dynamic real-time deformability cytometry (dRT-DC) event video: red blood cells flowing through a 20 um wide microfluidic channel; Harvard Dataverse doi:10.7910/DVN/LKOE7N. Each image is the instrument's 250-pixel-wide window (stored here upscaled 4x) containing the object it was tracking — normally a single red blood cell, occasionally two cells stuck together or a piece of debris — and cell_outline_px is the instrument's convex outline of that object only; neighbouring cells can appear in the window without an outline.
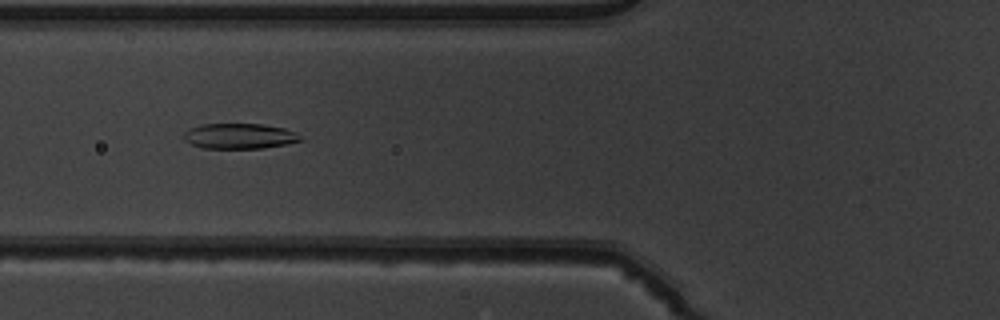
{"species": "common noctule bat (a hibernating species)", "species_latin": "Nyctalus noctula", "temperature_condition": "warm", "stored_images_in_passage": 51, "segment_of_instrument_passage": [1, 2], "camera_frame_rate_fps": 3000, "um_per_image_px": 0.085, "animal": {"sex": "male", "body_mass_g": 19.5, "forearm_length_mm": 54.6}, "frame": {"image": 1, "passage_image": 18, "time_ms": 5.667, "image_size_px": [1000, 320], "cell_outline_px": [[300, 140], [284, 144], [264, 148], [204, 148], [192, 144], [184, 140], [184, 132], [200, 124], [260, 124], [284, 128], [300, 136]], "centroid_in_image_um": [20.3, 11.56], "position_along_channel_um": 105.5, "area_um2": 16.88}}
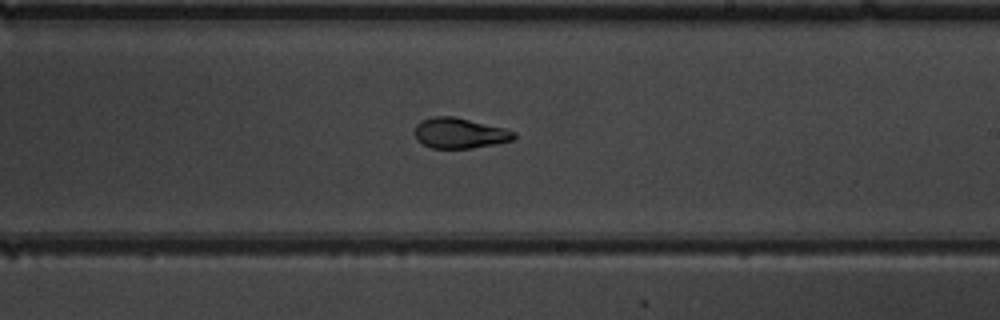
{"frame": {"image": 2, "passage_image": 29, "time_ms": 9.333, "image_size_px": [1000, 320], "cell_outline_px": [[516, 136], [512, 140], [496, 144], [472, 148], [432, 148], [416, 140], [412, 132], [416, 124], [420, 120], [432, 116], [452, 116], [516, 132]], "centroid_in_image_um": [38.98, 11.32], "position_along_channel_um": 250.0, "area_um2": 17.51}}
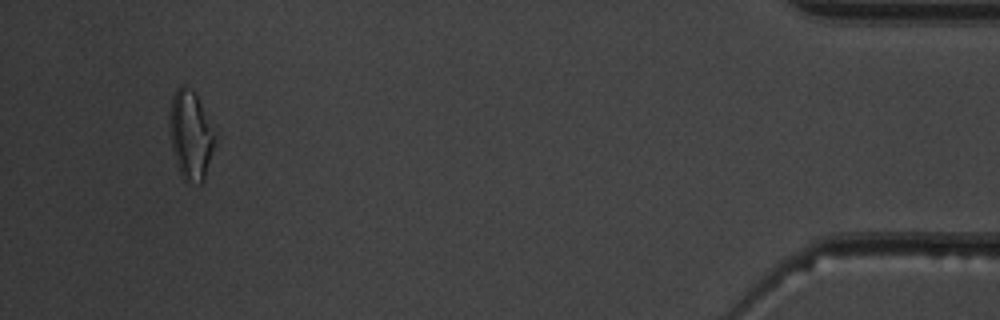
{"frame": {"image": 3, "passage_image": 47, "time_ms": 15.333, "image_size_px": [1000, 320], "cell_outline_px": [[216, 144], [204, 180], [200, 184], [188, 184], [180, 176], [172, 148], [168, 120], [168, 116], [172, 96], [176, 88], [180, 84], [184, 84], [196, 92], [216, 136]], "centroid_in_image_um": [16.2, 11.49], "position_along_channel_um": 419.0, "area_um2": 24.16}}